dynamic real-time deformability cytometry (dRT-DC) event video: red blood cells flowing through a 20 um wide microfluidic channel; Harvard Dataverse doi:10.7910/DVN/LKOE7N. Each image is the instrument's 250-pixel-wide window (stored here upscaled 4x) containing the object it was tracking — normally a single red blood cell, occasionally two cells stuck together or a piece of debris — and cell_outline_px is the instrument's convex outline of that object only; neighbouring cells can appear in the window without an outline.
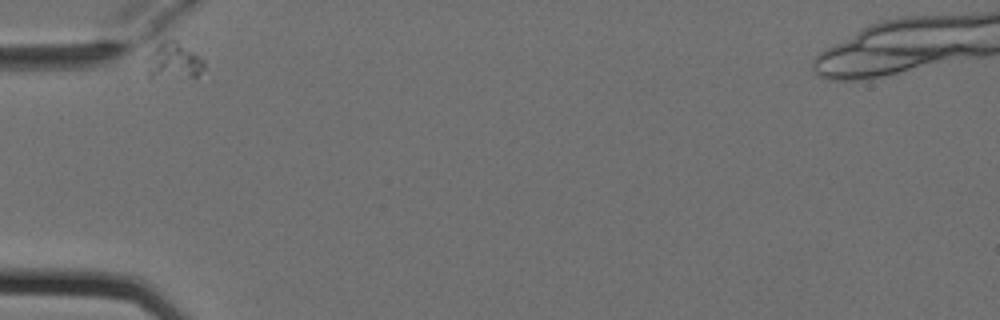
{"species": "Egyptian fruit bat (a non-hibernating species)", "species_latin": "Rousettus aegyptiacus", "temperature_condition": "cold", "stored_images_in_passage": 3, "camera_frame_rate_fps": 3000, "um_per_image_px": 0.085, "animal": {"sex": "female"}, "frame": {"image": 1, "passage_image": 1, "time_ms": 0.0, "image_size_px": [1000, 320], "cell_outline_px": [[204, 68], [196, 76], [148, 80], [148, 56], [164, 40], [176, 40], [200, 56], [204, 60]], "centroid_in_image_um": [14.76, 5.24], "position_along_channel_um": 70.2, "area_um2": 12.2}}
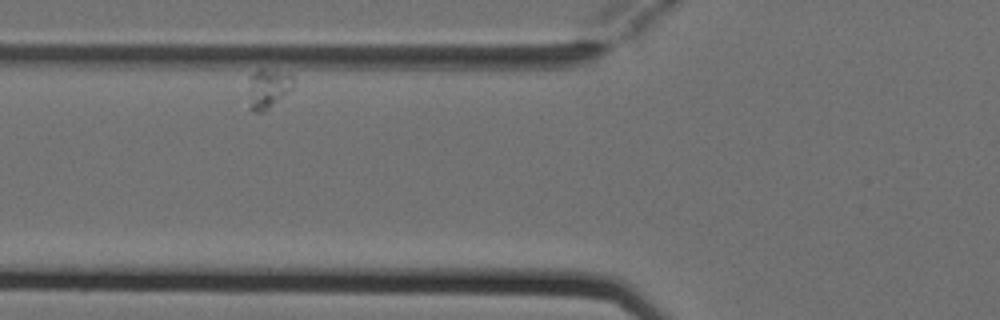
{"frame": {"image": 2, "passage_image": 2, "time_ms": 0.333, "image_size_px": [1000, 320], "cell_outline_px": [[296, 80], [292, 88], [268, 112], [252, 112], [248, 108], [252, 72], [260, 68], [264, 68], [292, 76]], "centroid_in_image_um": [22.79, 7.58], "position_along_channel_um": 103.0, "area_um2": 10.46}}